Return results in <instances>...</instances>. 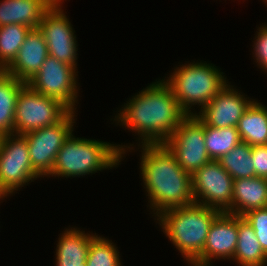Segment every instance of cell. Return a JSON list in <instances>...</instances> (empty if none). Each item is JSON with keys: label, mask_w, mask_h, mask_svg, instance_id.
I'll return each mask as SVG.
<instances>
[{"label": "cell", "mask_w": 267, "mask_h": 266, "mask_svg": "<svg viewBox=\"0 0 267 266\" xmlns=\"http://www.w3.org/2000/svg\"><path fill=\"white\" fill-rule=\"evenodd\" d=\"M76 71V68L48 55L40 70L26 84L42 95L60 100L75 111L79 92Z\"/></svg>", "instance_id": "10"}, {"label": "cell", "mask_w": 267, "mask_h": 266, "mask_svg": "<svg viewBox=\"0 0 267 266\" xmlns=\"http://www.w3.org/2000/svg\"><path fill=\"white\" fill-rule=\"evenodd\" d=\"M242 217L254 229L260 246L267 255V208L251 210Z\"/></svg>", "instance_id": "26"}, {"label": "cell", "mask_w": 267, "mask_h": 266, "mask_svg": "<svg viewBox=\"0 0 267 266\" xmlns=\"http://www.w3.org/2000/svg\"><path fill=\"white\" fill-rule=\"evenodd\" d=\"M72 26L62 7H51L43 13L38 29L48 54L77 69L78 43Z\"/></svg>", "instance_id": "12"}, {"label": "cell", "mask_w": 267, "mask_h": 266, "mask_svg": "<svg viewBox=\"0 0 267 266\" xmlns=\"http://www.w3.org/2000/svg\"><path fill=\"white\" fill-rule=\"evenodd\" d=\"M48 8L41 0H2L0 26L21 24L31 29L38 28Z\"/></svg>", "instance_id": "18"}, {"label": "cell", "mask_w": 267, "mask_h": 266, "mask_svg": "<svg viewBox=\"0 0 267 266\" xmlns=\"http://www.w3.org/2000/svg\"><path fill=\"white\" fill-rule=\"evenodd\" d=\"M179 66L163 81L188 115H194L191 109L196 105L202 109L229 83L217 66L206 61Z\"/></svg>", "instance_id": "5"}, {"label": "cell", "mask_w": 267, "mask_h": 266, "mask_svg": "<svg viewBox=\"0 0 267 266\" xmlns=\"http://www.w3.org/2000/svg\"><path fill=\"white\" fill-rule=\"evenodd\" d=\"M41 176L32 168L27 140L20 134L0 136V195L7 198Z\"/></svg>", "instance_id": "6"}, {"label": "cell", "mask_w": 267, "mask_h": 266, "mask_svg": "<svg viewBox=\"0 0 267 266\" xmlns=\"http://www.w3.org/2000/svg\"><path fill=\"white\" fill-rule=\"evenodd\" d=\"M117 248L112 240L97 235L90 243L86 266H122Z\"/></svg>", "instance_id": "25"}, {"label": "cell", "mask_w": 267, "mask_h": 266, "mask_svg": "<svg viewBox=\"0 0 267 266\" xmlns=\"http://www.w3.org/2000/svg\"><path fill=\"white\" fill-rule=\"evenodd\" d=\"M256 31L253 43V57L262 71L267 72V25H260Z\"/></svg>", "instance_id": "27"}, {"label": "cell", "mask_w": 267, "mask_h": 266, "mask_svg": "<svg viewBox=\"0 0 267 266\" xmlns=\"http://www.w3.org/2000/svg\"><path fill=\"white\" fill-rule=\"evenodd\" d=\"M48 55L47 44L41 31L38 28L30 29L16 58L5 71L27 83L40 70Z\"/></svg>", "instance_id": "15"}, {"label": "cell", "mask_w": 267, "mask_h": 266, "mask_svg": "<svg viewBox=\"0 0 267 266\" xmlns=\"http://www.w3.org/2000/svg\"><path fill=\"white\" fill-rule=\"evenodd\" d=\"M240 142L236 127L214 128L205 125V146L211 160H218Z\"/></svg>", "instance_id": "23"}, {"label": "cell", "mask_w": 267, "mask_h": 266, "mask_svg": "<svg viewBox=\"0 0 267 266\" xmlns=\"http://www.w3.org/2000/svg\"><path fill=\"white\" fill-rule=\"evenodd\" d=\"M242 142L248 145L267 144V107L257 100L244 112L236 126Z\"/></svg>", "instance_id": "19"}, {"label": "cell", "mask_w": 267, "mask_h": 266, "mask_svg": "<svg viewBox=\"0 0 267 266\" xmlns=\"http://www.w3.org/2000/svg\"><path fill=\"white\" fill-rule=\"evenodd\" d=\"M137 146L141 148L140 175L152 216L195 203L191 175L181 168L165 144Z\"/></svg>", "instance_id": "2"}, {"label": "cell", "mask_w": 267, "mask_h": 266, "mask_svg": "<svg viewBox=\"0 0 267 266\" xmlns=\"http://www.w3.org/2000/svg\"><path fill=\"white\" fill-rule=\"evenodd\" d=\"M237 241L238 215L222 212L210 227L202 253L190 266H210L213 259L232 260Z\"/></svg>", "instance_id": "14"}, {"label": "cell", "mask_w": 267, "mask_h": 266, "mask_svg": "<svg viewBox=\"0 0 267 266\" xmlns=\"http://www.w3.org/2000/svg\"><path fill=\"white\" fill-rule=\"evenodd\" d=\"M252 160L255 175L267 179V144L252 146Z\"/></svg>", "instance_id": "28"}, {"label": "cell", "mask_w": 267, "mask_h": 266, "mask_svg": "<svg viewBox=\"0 0 267 266\" xmlns=\"http://www.w3.org/2000/svg\"><path fill=\"white\" fill-rule=\"evenodd\" d=\"M78 227L66 228L56 245V266H86L91 241L97 236Z\"/></svg>", "instance_id": "16"}, {"label": "cell", "mask_w": 267, "mask_h": 266, "mask_svg": "<svg viewBox=\"0 0 267 266\" xmlns=\"http://www.w3.org/2000/svg\"><path fill=\"white\" fill-rule=\"evenodd\" d=\"M164 144L190 175L211 161L205 146V124L195 114L188 115Z\"/></svg>", "instance_id": "9"}, {"label": "cell", "mask_w": 267, "mask_h": 266, "mask_svg": "<svg viewBox=\"0 0 267 266\" xmlns=\"http://www.w3.org/2000/svg\"><path fill=\"white\" fill-rule=\"evenodd\" d=\"M267 208V179L238 178L233 182L232 215L243 216L254 209Z\"/></svg>", "instance_id": "17"}, {"label": "cell", "mask_w": 267, "mask_h": 266, "mask_svg": "<svg viewBox=\"0 0 267 266\" xmlns=\"http://www.w3.org/2000/svg\"><path fill=\"white\" fill-rule=\"evenodd\" d=\"M4 198H5V197H3V196L0 195V201H1V200H4Z\"/></svg>", "instance_id": "30"}, {"label": "cell", "mask_w": 267, "mask_h": 266, "mask_svg": "<svg viewBox=\"0 0 267 266\" xmlns=\"http://www.w3.org/2000/svg\"><path fill=\"white\" fill-rule=\"evenodd\" d=\"M221 213L217 209L192 203L164 210L155 220L190 265L202 253L210 227Z\"/></svg>", "instance_id": "4"}, {"label": "cell", "mask_w": 267, "mask_h": 266, "mask_svg": "<svg viewBox=\"0 0 267 266\" xmlns=\"http://www.w3.org/2000/svg\"><path fill=\"white\" fill-rule=\"evenodd\" d=\"M75 113L70 110L59 122L23 135L27 140L32 168L41 178L51 173L58 151L74 131Z\"/></svg>", "instance_id": "8"}, {"label": "cell", "mask_w": 267, "mask_h": 266, "mask_svg": "<svg viewBox=\"0 0 267 266\" xmlns=\"http://www.w3.org/2000/svg\"><path fill=\"white\" fill-rule=\"evenodd\" d=\"M47 7H62L64 0H41Z\"/></svg>", "instance_id": "29"}, {"label": "cell", "mask_w": 267, "mask_h": 266, "mask_svg": "<svg viewBox=\"0 0 267 266\" xmlns=\"http://www.w3.org/2000/svg\"><path fill=\"white\" fill-rule=\"evenodd\" d=\"M30 29L21 24L0 26V70H5L16 58Z\"/></svg>", "instance_id": "24"}, {"label": "cell", "mask_w": 267, "mask_h": 266, "mask_svg": "<svg viewBox=\"0 0 267 266\" xmlns=\"http://www.w3.org/2000/svg\"><path fill=\"white\" fill-rule=\"evenodd\" d=\"M217 161L234 180L256 177L253 168L252 147L246 142L241 141Z\"/></svg>", "instance_id": "22"}, {"label": "cell", "mask_w": 267, "mask_h": 266, "mask_svg": "<svg viewBox=\"0 0 267 266\" xmlns=\"http://www.w3.org/2000/svg\"><path fill=\"white\" fill-rule=\"evenodd\" d=\"M25 84L5 70H0V136L13 134L17 98Z\"/></svg>", "instance_id": "21"}, {"label": "cell", "mask_w": 267, "mask_h": 266, "mask_svg": "<svg viewBox=\"0 0 267 266\" xmlns=\"http://www.w3.org/2000/svg\"><path fill=\"white\" fill-rule=\"evenodd\" d=\"M229 83L198 113H194L205 125L214 128L236 127L246 109L254 101L245 97Z\"/></svg>", "instance_id": "13"}, {"label": "cell", "mask_w": 267, "mask_h": 266, "mask_svg": "<svg viewBox=\"0 0 267 266\" xmlns=\"http://www.w3.org/2000/svg\"><path fill=\"white\" fill-rule=\"evenodd\" d=\"M70 109L60 100L45 96L25 84L18 95L13 133L28 132L59 122Z\"/></svg>", "instance_id": "7"}, {"label": "cell", "mask_w": 267, "mask_h": 266, "mask_svg": "<svg viewBox=\"0 0 267 266\" xmlns=\"http://www.w3.org/2000/svg\"><path fill=\"white\" fill-rule=\"evenodd\" d=\"M126 102L113 121L135 132L141 145L164 144L188 116L163 79L152 82Z\"/></svg>", "instance_id": "1"}, {"label": "cell", "mask_w": 267, "mask_h": 266, "mask_svg": "<svg viewBox=\"0 0 267 266\" xmlns=\"http://www.w3.org/2000/svg\"><path fill=\"white\" fill-rule=\"evenodd\" d=\"M73 134L72 132L64 141L47 177H83L97 171L109 170L118 167L126 152L134 149V144L117 145L95 139L76 138Z\"/></svg>", "instance_id": "3"}, {"label": "cell", "mask_w": 267, "mask_h": 266, "mask_svg": "<svg viewBox=\"0 0 267 266\" xmlns=\"http://www.w3.org/2000/svg\"><path fill=\"white\" fill-rule=\"evenodd\" d=\"M232 261L239 266H266L267 255L262 250L252 226L238 216V241Z\"/></svg>", "instance_id": "20"}, {"label": "cell", "mask_w": 267, "mask_h": 266, "mask_svg": "<svg viewBox=\"0 0 267 266\" xmlns=\"http://www.w3.org/2000/svg\"><path fill=\"white\" fill-rule=\"evenodd\" d=\"M191 177L195 203L232 214L234 179L217 160L206 163Z\"/></svg>", "instance_id": "11"}]
</instances>
